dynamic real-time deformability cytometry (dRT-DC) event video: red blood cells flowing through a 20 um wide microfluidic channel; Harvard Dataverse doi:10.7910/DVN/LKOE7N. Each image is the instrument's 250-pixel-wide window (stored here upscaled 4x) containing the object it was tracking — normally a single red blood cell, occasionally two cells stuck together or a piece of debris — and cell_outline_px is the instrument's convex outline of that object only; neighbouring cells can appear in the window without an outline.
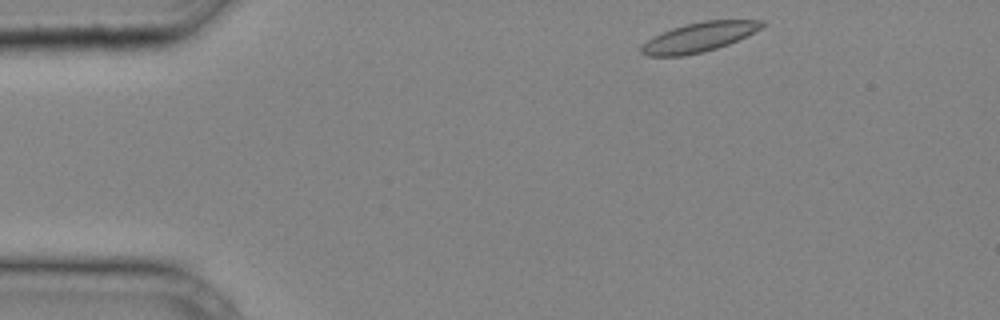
{"species": "common noctule bat (a hibernating species)", "species_latin": "Nyctalus noctula", "temperature_condition": "cold", "stored_images_in_passage": 29, "camera_frame_rate_fps": 3000, "um_per_image_px": 0.085, "animal": {"sex": "male", "body_mass_g": 20.4}, "frame": {"image": 1, "passage_image": 1, "time_ms": 0.0, "image_size_px": [1000, 320], "cell_outline_px": [[764, 24], [760, 28], [728, 44], [704, 52], [684, 56], [648, 56], [640, 52], [640, 48], [652, 36], [672, 28], [704, 20], [764, 20]], "centroid_in_image_um": [59.37, 3.17], "position_along_channel_um": 25.6, "area_um2": 20.4}}
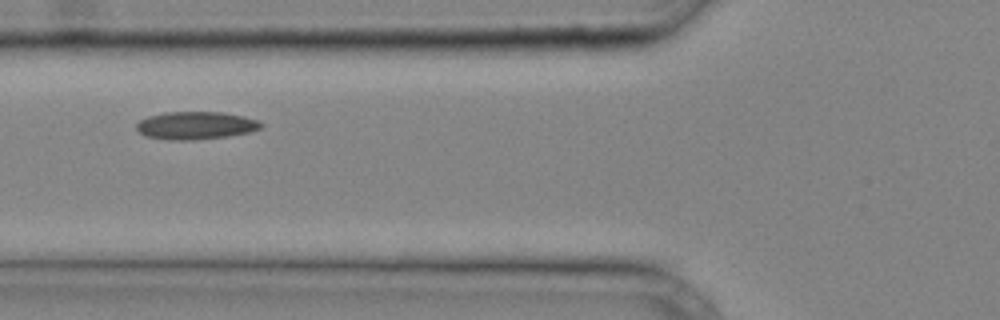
{"frame": {"image": 2, "passage_image": 10, "time_ms": 3.0, "image_size_px": [1000, 320], "cell_outline_px": [[264, 124], [260, 128], [248, 132], [228, 136], [192, 140], [168, 140], [144, 136], [136, 128], [136, 124], [140, 120], [148, 116], [168, 112], [224, 112], [244, 116], [256, 120]], "centroid_in_image_um": [16.61, 10.66], "position_along_channel_um": 109.2, "area_um2": 20.11}}
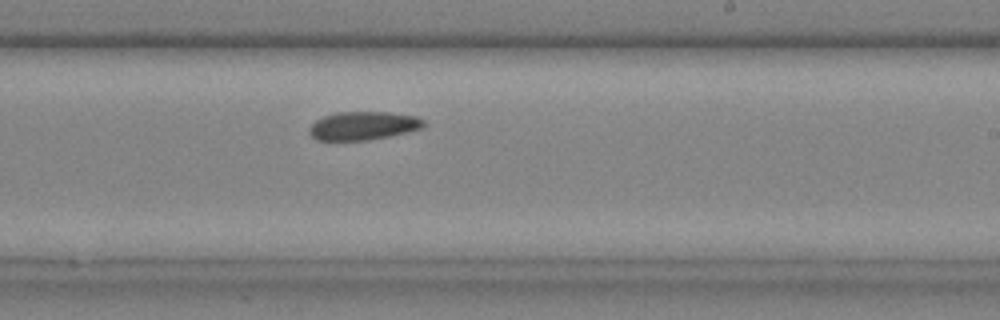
{"frame": {"image": 3, "passage_image": 19, "time_ms": 6.0, "image_size_px": [1000, 320], "cell_outline_px": [[424, 128], [388, 136], [368, 140], [316, 140], [312, 136], [312, 124], [316, 120], [324, 116], [336, 112], [388, 112], [416, 116], [424, 120]], "centroid_in_image_um": [30.91, 10.68], "position_along_channel_um": 258.1, "area_um2": 18.67}}